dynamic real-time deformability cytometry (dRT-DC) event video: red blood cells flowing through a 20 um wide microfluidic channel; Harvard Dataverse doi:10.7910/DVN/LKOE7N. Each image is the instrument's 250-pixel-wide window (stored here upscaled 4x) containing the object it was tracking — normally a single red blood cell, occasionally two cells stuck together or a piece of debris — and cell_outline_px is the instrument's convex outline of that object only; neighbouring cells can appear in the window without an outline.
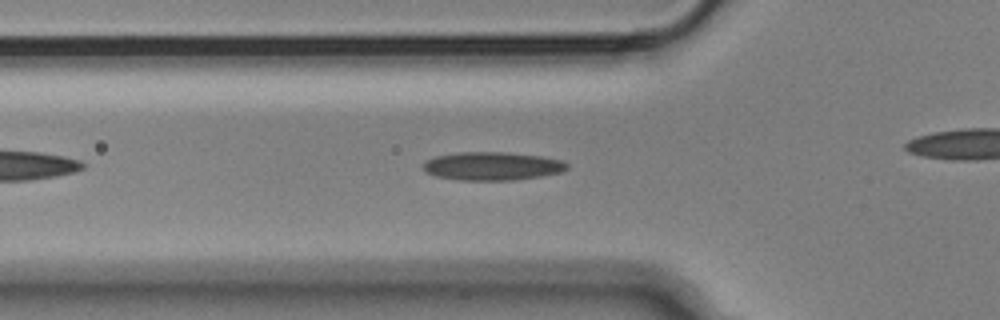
{"species": "Egyptian fruit bat (a non-hibernating species)", "species_latin": "Rousettus aegyptiacus", "temperature_condition": "cold", "stored_images_in_passage": 34, "camera_frame_rate_fps": 3000, "um_per_image_px": 0.085, "animal": {"sex": "male"}, "frame": {"image": 1, "passage_image": 7, "time_ms": 2.0, "image_size_px": [1000, 320], "cell_outline_px": [[568, 168], [560, 172], [544, 176], [516, 180], [460, 180], [436, 176], [428, 172], [424, 168], [424, 164], [428, 160], [436, 156], [460, 152], [504, 152], [540, 156], [560, 160], [568, 164]], "centroid_in_image_um": [41.88, 14.12], "position_along_channel_um": 83.9, "area_um2": 23.52}}
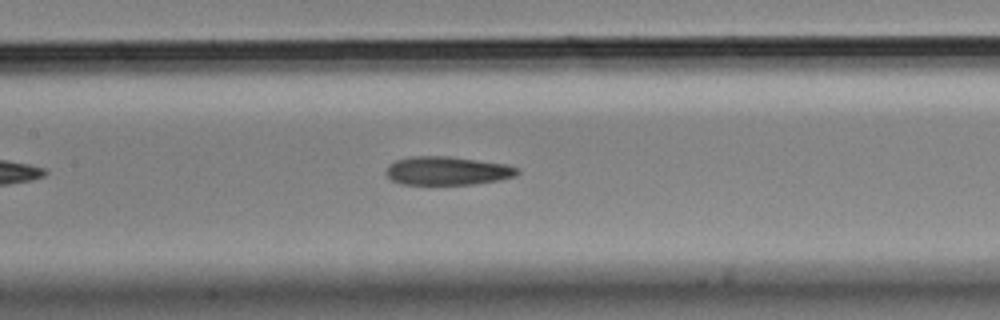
{"frame": {"image": 2, "passage_image": 14, "time_ms": 4.333, "image_size_px": [1000, 320], "cell_outline_px": [[520, 172], [516, 176], [500, 180], [472, 184], [400, 184], [392, 180], [384, 172], [388, 164], [396, 160], [412, 156], [448, 156], [508, 164], [520, 168]], "centroid_in_image_um": [38.04, 14.51], "position_along_channel_um": 169.4, "area_um2": 22.02}}
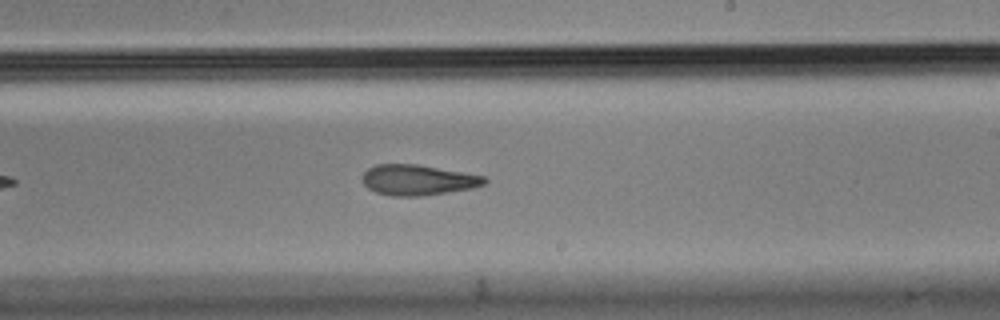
{"frame": {"image": 3, "passage_image": 21, "time_ms": 6.667, "image_size_px": [1000, 320], "cell_outline_px": [[488, 180], [484, 184], [472, 188], [420, 196], [392, 196], [376, 192], [368, 188], [360, 180], [364, 172], [368, 168], [376, 164], [416, 164], [484, 176]], "centroid_in_image_um": [35.47, 15.29], "position_along_channel_um": 253.5, "area_um2": 21.56}}